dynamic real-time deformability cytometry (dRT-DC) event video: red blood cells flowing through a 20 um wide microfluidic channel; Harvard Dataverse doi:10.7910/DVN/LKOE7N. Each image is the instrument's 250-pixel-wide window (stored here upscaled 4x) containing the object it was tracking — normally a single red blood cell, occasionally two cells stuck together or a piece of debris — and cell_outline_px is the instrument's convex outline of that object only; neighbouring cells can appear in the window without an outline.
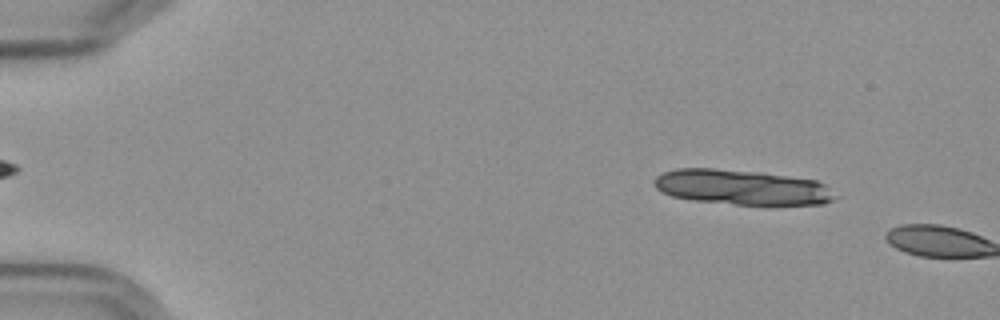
{"species": "Egyptian fruit bat (a non-hibernating species)", "species_latin": "Rousettus aegyptiacus", "temperature_condition": "cold", "stored_images_in_passage": 7, "camera_frame_rate_fps": 3000, "um_per_image_px": 0.085, "frame": {"image": 1, "passage_image": 6, "time_ms": 1.667, "image_size_px": [1000, 320], "cell_outline_px": [[832, 200], [824, 204], [736, 204], [692, 200], [672, 196], [656, 188], [652, 180], [656, 176], [664, 172], [676, 168], [716, 168], [764, 172], [816, 180], [824, 184], [832, 196]], "centroid_in_image_um": [62.97, 15.89], "position_along_channel_um": 22.0, "area_um2": 36.65}}